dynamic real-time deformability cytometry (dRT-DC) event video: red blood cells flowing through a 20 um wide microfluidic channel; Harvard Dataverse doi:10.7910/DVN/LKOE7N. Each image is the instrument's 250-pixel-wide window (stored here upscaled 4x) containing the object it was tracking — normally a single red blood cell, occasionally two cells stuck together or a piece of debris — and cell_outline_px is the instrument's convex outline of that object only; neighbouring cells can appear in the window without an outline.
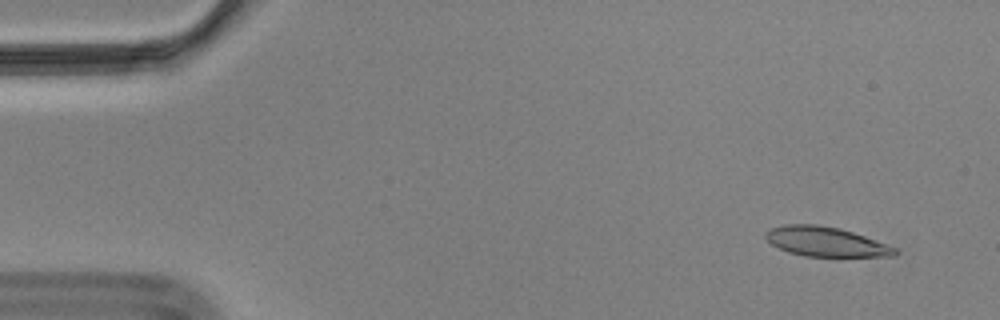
{"species": "Egyptian fruit bat (a non-hibernating species)", "species_latin": "Rousettus aegyptiacus", "temperature_condition": "cold", "stored_images_in_passage": 57, "camera_frame_rate_fps": 3000, "um_per_image_px": 0.085, "animal": {"sex": "male"}, "frame": {"image": 1, "passage_image": 4, "time_ms": 1.0, "image_size_px": [1000, 320], "cell_outline_px": [[900, 252], [896, 256], [804, 256], [788, 252], [772, 244], [764, 236], [764, 232], [772, 228], [784, 224], [816, 224], [840, 228], [864, 236], [896, 248]], "centroid_in_image_um": [70.18, 20.54], "position_along_channel_um": 14.8, "area_um2": 22.14}}
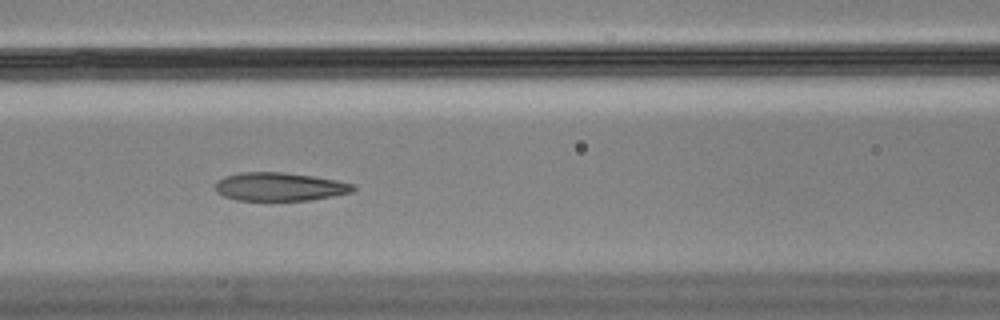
{"frame": {"image": 2, "passage_image": 24, "time_ms": 7.667, "image_size_px": [1000, 320], "cell_outline_px": [[356, 188], [352, 192], [312, 200], [236, 200], [224, 196], [216, 192], [216, 180], [224, 176], [240, 172], [284, 172], [312, 176], [336, 180], [356, 184]], "centroid_in_image_um": [23.77, 15.86], "position_along_channel_um": 142.8, "area_um2": 22.89}}
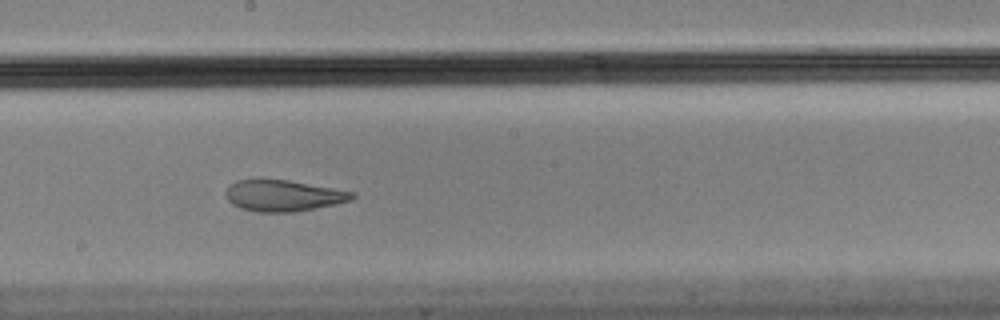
{"frame": {"image": 3, "passage_image": 31, "time_ms": 10.0, "image_size_px": [1000, 320], "cell_outline_px": [[356, 196], [352, 200], [296, 212], [256, 212], [240, 208], [232, 204], [228, 200], [228, 188], [236, 180], [288, 180], [356, 192]], "centroid_in_image_um": [24.13, 16.64], "position_along_channel_um": 224.1, "area_um2": 22.72}, "authors_computed_cell_mechanics": {"area_um2": 23.8136, "velocity_mm_per_s": 3.4853, "shape_relaxation_time_tau1_ms": null, "shape_relaxation_time_tau2_ms": 1.8131, "deformation_change_tau1": null, "deformation_change_tau2": 0.0899}}